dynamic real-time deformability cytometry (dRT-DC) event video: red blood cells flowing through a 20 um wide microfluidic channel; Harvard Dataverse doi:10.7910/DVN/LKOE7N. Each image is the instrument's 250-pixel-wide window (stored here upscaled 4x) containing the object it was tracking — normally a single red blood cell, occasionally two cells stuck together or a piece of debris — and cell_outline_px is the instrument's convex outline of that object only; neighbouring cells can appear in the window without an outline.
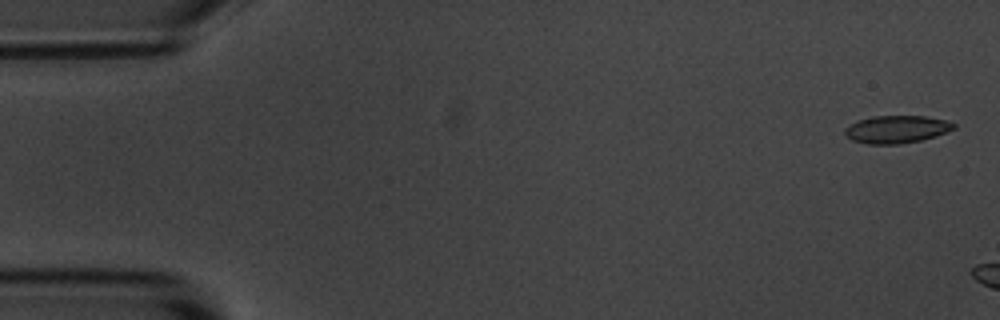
{"species": "common noctule bat (a hibernating species)", "species_latin": "Nyctalus noctula", "temperature_condition": "room temperature", "stored_images_in_passage": 3, "camera_frame_rate_fps": 3000, "um_per_image_px": 0.085, "animal": {"sex": "male", "body_mass_g": 20.1, "forearm_length_mm": 53.5}, "frame": {"image": 1, "passage_image": 1, "time_ms": 0.0, "image_size_px": [1000, 320], "cell_outline_px": [[956, 128], [936, 136], [920, 140], [900, 144], [868, 144], [852, 140], [844, 132], [844, 128], [860, 120], [872, 116], [924, 116], [948, 120], [956, 124]], "centroid_in_image_um": [76.25, 10.99], "position_along_channel_um": 8.8, "area_um2": 17.46}}